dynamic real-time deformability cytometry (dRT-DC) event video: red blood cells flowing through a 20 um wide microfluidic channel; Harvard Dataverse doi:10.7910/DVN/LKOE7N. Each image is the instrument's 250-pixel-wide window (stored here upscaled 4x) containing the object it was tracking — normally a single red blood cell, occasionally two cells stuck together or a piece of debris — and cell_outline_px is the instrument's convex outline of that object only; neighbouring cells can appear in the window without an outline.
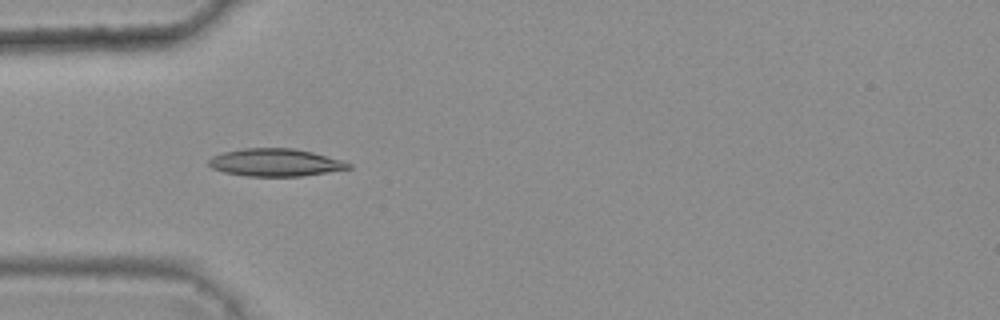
{"species": "common noctule bat (a hibernating species)", "species_latin": "Nyctalus noctula", "temperature_condition": "warm", "stored_images_in_passage": 4, "camera_frame_rate_fps": 3000, "um_per_image_px": 0.085, "animal": {"sex": "female", "body_mass_g": 25.1}, "frame": {"image": 1, "passage_image": 3, "time_ms": 0.667, "image_size_px": [1000, 320], "cell_outline_px": [[352, 168], [304, 176], [244, 176], [224, 172], [212, 168], [208, 164], [208, 160], [212, 156], [224, 152], [244, 148], [292, 148], [312, 152], [340, 160], [352, 164]], "centroid_in_image_um": [23.39, 13.82], "position_along_channel_um": 61.6, "area_um2": 22.43}}
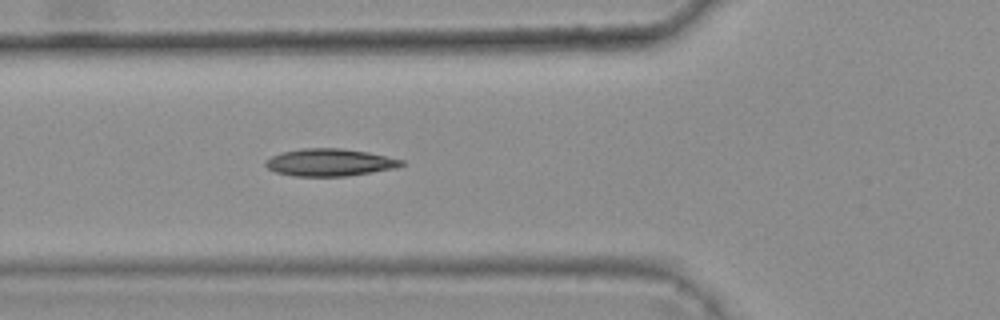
{"frame": {"image": 2, "passage_image": 4, "time_ms": 1.0, "image_size_px": [1000, 320], "cell_outline_px": [[404, 164], [396, 168], [348, 176], [292, 176], [276, 172], [268, 168], [264, 164], [264, 160], [280, 152], [300, 148], [340, 148], [368, 152], [404, 160]], "centroid_in_image_um": [28.0, 13.8], "position_along_channel_um": 97.8, "area_um2": 21.79}}